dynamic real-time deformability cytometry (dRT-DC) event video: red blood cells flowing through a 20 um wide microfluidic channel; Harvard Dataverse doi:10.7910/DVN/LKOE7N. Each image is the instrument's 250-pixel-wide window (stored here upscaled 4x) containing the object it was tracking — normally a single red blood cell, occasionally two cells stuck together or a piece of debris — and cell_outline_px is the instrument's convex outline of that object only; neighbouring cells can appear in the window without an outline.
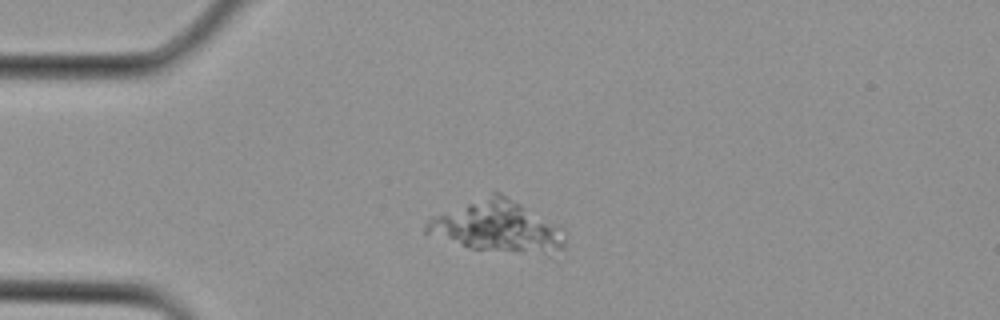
{"species": "Egyptian fruit bat (a non-hibernating species)", "species_latin": "Rousettus aegyptiacus", "temperature_condition": "cold", "stored_images_in_passage": 1, "camera_frame_rate_fps": 3000, "um_per_image_px": 0.085, "animal": {"sex": "female"}, "frame": {"image": 1, "passage_image": 1, "time_ms": 0.0, "image_size_px": [1000, 320], "cell_outline_px": [[564, 244], [560, 248], [548, 256], [472, 248], [424, 232], [424, 224], [432, 216], [492, 192], [500, 192], [520, 204], [556, 228], [564, 236]], "centroid_in_image_um": [42.18, 19.28], "position_along_channel_um": 42.8, "area_um2": 40.11}}